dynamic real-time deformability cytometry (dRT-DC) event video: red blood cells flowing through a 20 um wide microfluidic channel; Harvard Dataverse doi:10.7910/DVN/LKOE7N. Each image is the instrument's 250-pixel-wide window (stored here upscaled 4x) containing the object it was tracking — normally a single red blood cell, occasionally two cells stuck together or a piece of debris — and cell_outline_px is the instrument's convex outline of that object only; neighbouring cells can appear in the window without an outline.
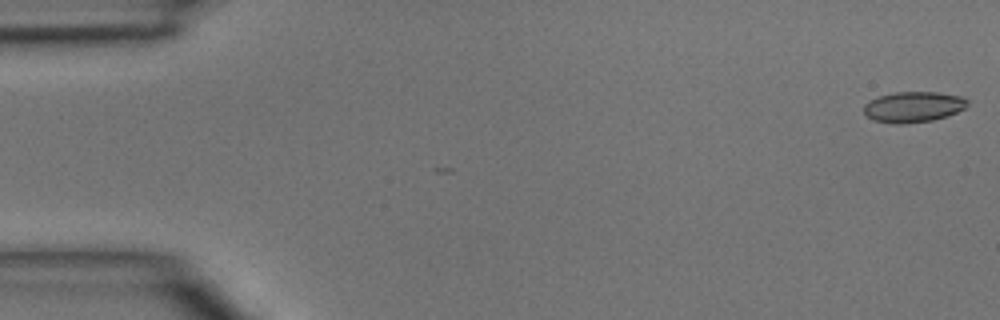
{"species": "common noctule bat (a hibernating species)", "species_latin": "Nyctalus noctula", "temperature_condition": "room temperature", "stored_images_in_passage": 6, "camera_frame_rate_fps": 3000, "um_per_image_px": 0.085, "animal": {"sex": "male", "body_mass_g": 15.6}, "frame": {"image": 1, "passage_image": 1, "time_ms": 0.0, "image_size_px": [1000, 320], "cell_outline_px": [[968, 104], [964, 108], [956, 112], [932, 120], [904, 124], [896, 124], [872, 120], [864, 112], [864, 104], [868, 100], [880, 96], [896, 92], [936, 92], [964, 96], [968, 100]], "centroid_in_image_um": [77.62, 9.08], "position_along_channel_um": 7.4, "area_um2": 18.5}}
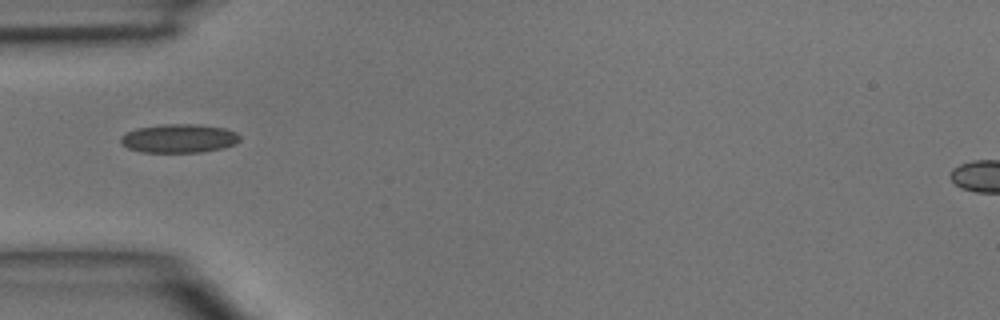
{"frame": {"image": 2, "passage_image": 5, "time_ms": 4.667, "image_size_px": [1000, 320], "cell_outline_px": [[240, 140], [236, 144], [224, 148], [200, 152], [144, 152], [128, 148], [120, 144], [120, 136], [124, 132], [136, 128], [164, 124], [200, 124], [224, 128], [236, 132], [240, 136]], "centroid_in_image_um": [15.2, 11.76], "position_along_channel_um": 69.8, "area_um2": 20.17}}
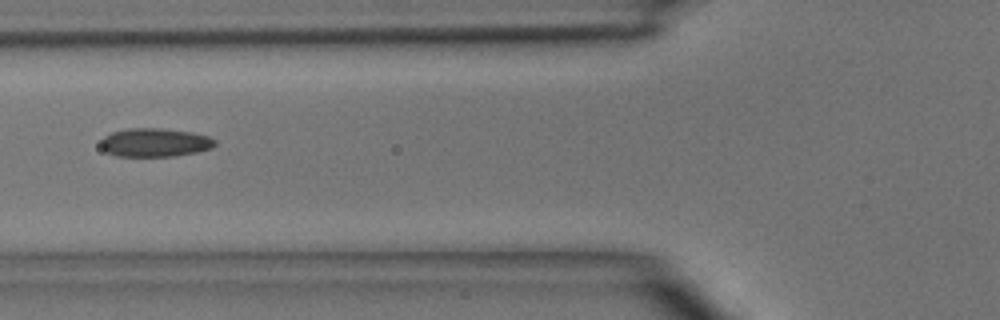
{"frame": {"image": 3, "passage_image": 6, "time_ms": 5.667, "image_size_px": [1000, 320], "cell_outline_px": [[216, 144], [212, 148], [196, 152], [176, 156], [116, 156], [104, 152], [100, 144], [100, 140], [104, 136], [112, 132], [128, 128], [160, 128], [192, 132], [208, 136], [216, 140]], "centroid_in_image_um": [13.14, 12.11], "position_along_channel_um": 112.7, "area_um2": 19.19}}